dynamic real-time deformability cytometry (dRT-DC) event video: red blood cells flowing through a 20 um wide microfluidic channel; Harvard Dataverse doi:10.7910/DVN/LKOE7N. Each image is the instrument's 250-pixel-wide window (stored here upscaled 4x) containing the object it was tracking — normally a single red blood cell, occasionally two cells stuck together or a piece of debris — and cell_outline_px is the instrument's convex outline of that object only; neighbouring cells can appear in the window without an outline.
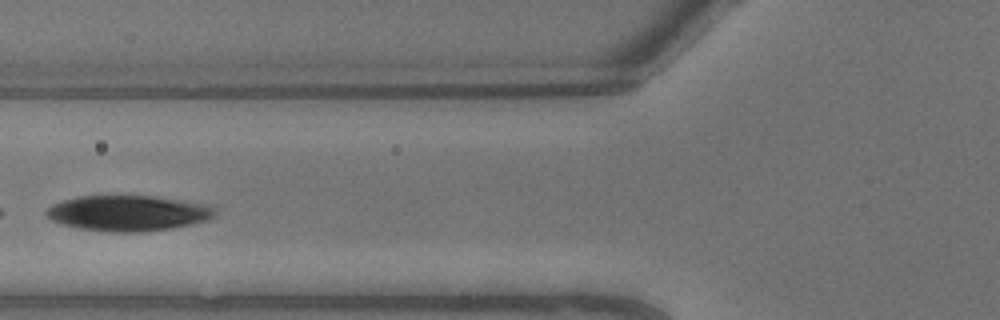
{"species": "common noctule bat (a hibernating species)", "species_latin": "Nyctalus noctula", "temperature_condition": "warm", "stored_images_in_passage": 8, "camera_frame_rate_fps": 3000, "um_per_image_px": 0.085, "animal": {"sex": "male", "body_mass_g": 13.3}, "frame": {"image": 1, "passage_image": 6, "time_ms": 1.667, "image_size_px": [1000, 320], "cell_outline_px": [[216, 216], [208, 220], [192, 224], [172, 228], [132, 232], [112, 232], [80, 228], [64, 224], [52, 220], [44, 212], [52, 204], [76, 196], [156, 196], [212, 204], [216, 208]], "centroid_in_image_um": [10.97, 18.1], "position_along_channel_um": 114.8, "area_um2": 35.08}}
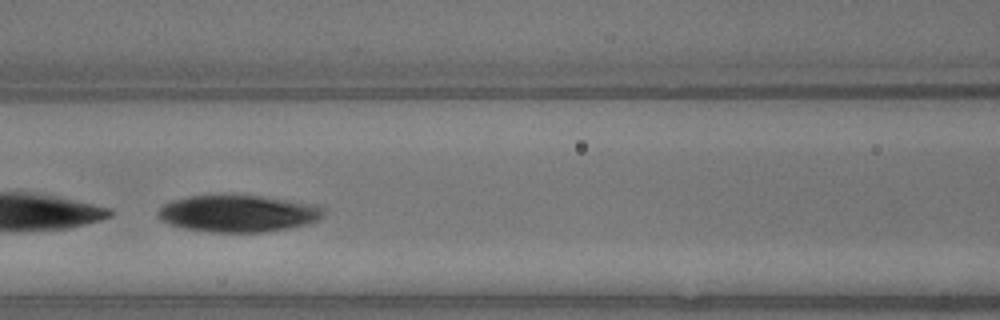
{"frame": {"image": 2, "passage_image": 7, "time_ms": 2.0, "image_size_px": [1000, 320], "cell_outline_px": [[324, 216], [308, 224], [288, 228], [264, 232], [208, 232], [184, 228], [160, 220], [160, 208], [164, 204], [176, 200], [192, 196], [260, 196], [324, 204]], "centroid_in_image_um": [20.36, 18.15], "position_along_channel_um": 146.2, "area_um2": 35.43}}